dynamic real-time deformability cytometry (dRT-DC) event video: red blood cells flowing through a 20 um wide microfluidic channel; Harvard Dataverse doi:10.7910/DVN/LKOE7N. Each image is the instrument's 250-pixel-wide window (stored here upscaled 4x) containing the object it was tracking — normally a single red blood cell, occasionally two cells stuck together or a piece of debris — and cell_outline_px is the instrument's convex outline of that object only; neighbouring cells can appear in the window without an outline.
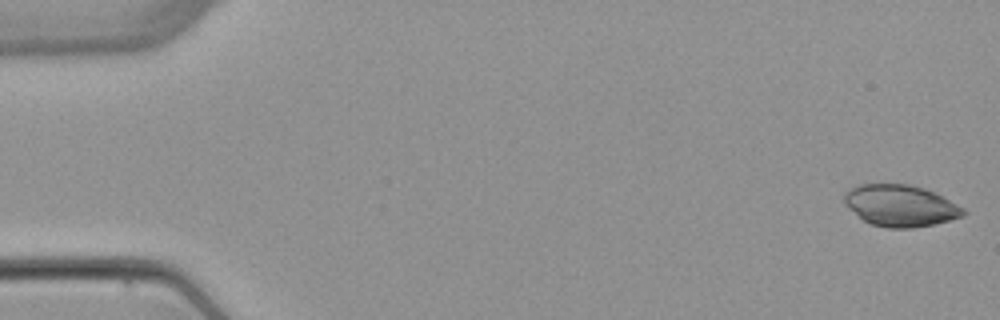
{"species": "common noctule bat (a hibernating species)", "species_latin": "Nyctalus noctula", "temperature_condition": "warm", "stored_images_in_passage": 4, "camera_frame_rate_fps": 3000, "um_per_image_px": 0.085, "animal": {"sex": "female", "body_mass_g": 22.7, "forearm_length_mm": 54.2}, "frame": {"image": 1, "passage_image": 1, "time_ms": 0.0, "image_size_px": [1000, 320], "cell_outline_px": [[968, 212], [964, 216], [936, 224], [912, 228], [888, 228], [868, 224], [848, 208], [844, 204], [844, 192], [860, 184], [908, 184], [924, 188], [964, 208]], "centroid_in_image_um": [76.52, 17.5], "position_along_channel_um": 8.5, "area_um2": 28.9}}
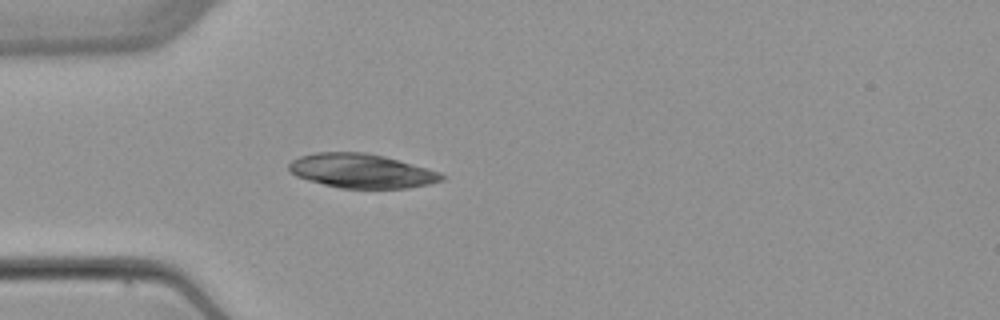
{"frame": {"image": 2, "passage_image": 4, "time_ms": 4.667, "image_size_px": [1000, 320], "cell_outline_px": [[444, 180], [432, 184], [408, 188], [340, 188], [308, 180], [296, 176], [288, 172], [288, 164], [292, 160], [300, 156], [316, 152], [364, 152], [384, 156], [440, 172], [444, 176]], "centroid_in_image_um": [30.71, 14.53], "position_along_channel_um": 54.3, "area_um2": 30.46}}